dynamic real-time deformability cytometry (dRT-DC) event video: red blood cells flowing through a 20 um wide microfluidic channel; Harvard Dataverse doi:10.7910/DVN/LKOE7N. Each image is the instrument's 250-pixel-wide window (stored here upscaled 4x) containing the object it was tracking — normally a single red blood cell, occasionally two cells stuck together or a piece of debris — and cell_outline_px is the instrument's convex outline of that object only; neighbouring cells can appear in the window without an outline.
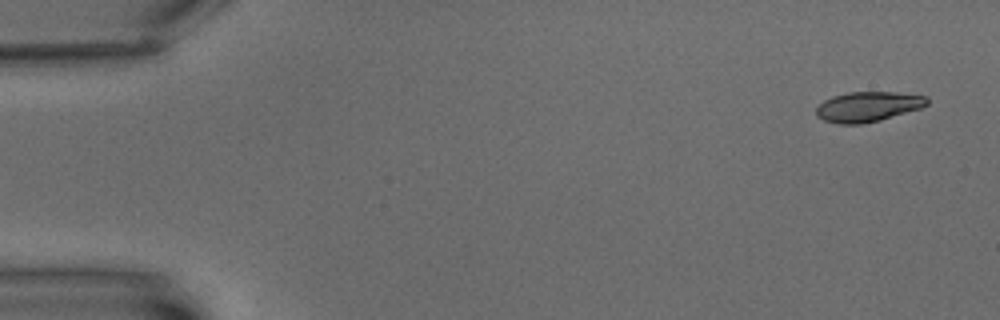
{"species": "common noctule bat (a hibernating species)", "species_latin": "Nyctalus noctula", "temperature_condition": "warm", "stored_images_in_passage": 7, "camera_frame_rate_fps": 3000, "um_per_image_px": 0.085, "animal": {"sex": "male", "body_mass_g": 15.6}, "frame": {"image": 1, "passage_image": 1, "time_ms": 0.0, "image_size_px": [1000, 320], "cell_outline_px": [[928, 104], [920, 108], [880, 120], [860, 124], [840, 124], [824, 120], [816, 116], [816, 108], [824, 100], [832, 96], [848, 92], [896, 92], [928, 96]], "centroid_in_image_um": [73.77, 9.06], "position_along_channel_um": 11.2, "area_um2": 19.36}}
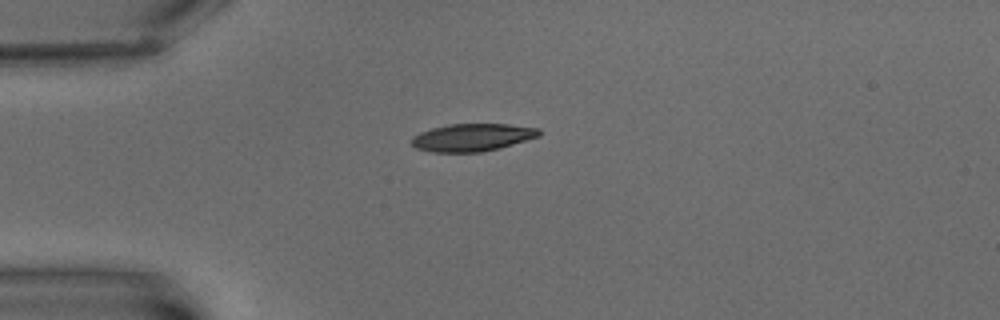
{"frame": {"image": 2, "passage_image": 5, "time_ms": 4.667, "image_size_px": [1000, 320], "cell_outline_px": [[540, 136], [500, 148], [480, 152], [432, 152], [416, 148], [412, 144], [412, 136], [420, 132], [432, 128], [448, 124], [508, 124], [540, 128]], "centroid_in_image_um": [40.15, 11.68], "position_along_channel_um": 44.8, "area_um2": 20.52}}
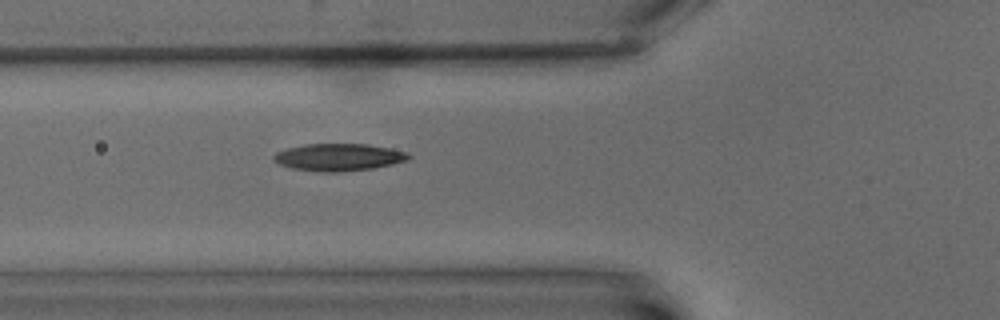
{"frame": {"image": 3, "passage_image": 7, "time_ms": 7.0, "image_size_px": [1000, 320], "cell_outline_px": [[412, 156], [408, 160], [392, 164], [372, 168], [340, 172], [320, 172], [292, 168], [280, 164], [272, 160], [272, 156], [276, 152], [288, 148], [304, 144], [368, 144], [408, 152]], "centroid_in_image_um": [28.78, 13.36], "position_along_channel_um": 97.0, "area_um2": 21.44}}